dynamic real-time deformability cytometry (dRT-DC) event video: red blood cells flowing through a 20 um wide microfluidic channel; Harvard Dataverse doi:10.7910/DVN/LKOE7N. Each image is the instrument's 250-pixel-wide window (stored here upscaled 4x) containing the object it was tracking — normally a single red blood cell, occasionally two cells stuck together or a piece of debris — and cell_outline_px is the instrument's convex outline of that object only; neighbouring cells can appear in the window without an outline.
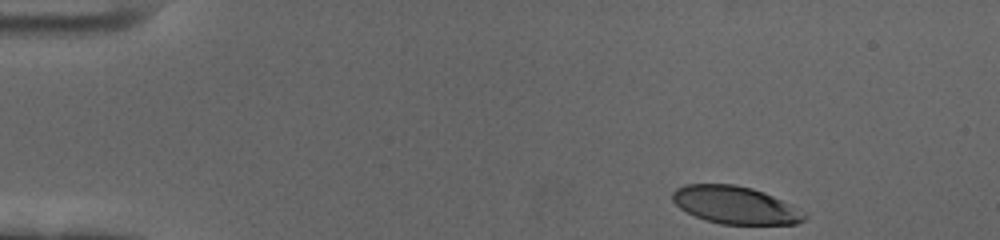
{"species": "human", "species_latin": "Homo sapiens", "temperature_condition": "cold", "stored_images_in_passage": 45, "camera_frame_rate_fps": 3000, "um_per_image_px": 0.085, "donor": {"sex": "female"}, "frame": {"image": 1, "passage_image": 1, "time_ms": 0.0, "image_size_px": [1000, 240], "cell_outline_px": [[808, 216], [804, 220], [796, 224], [720, 224], [696, 216], [680, 208], [672, 200], [672, 192], [676, 188], [684, 184], [736, 184], [752, 188], [764, 192], [792, 204], [808, 212]], "centroid_in_image_um": [62.55, 17.42], "position_along_channel_um": 22.4, "area_um2": 29.13}}
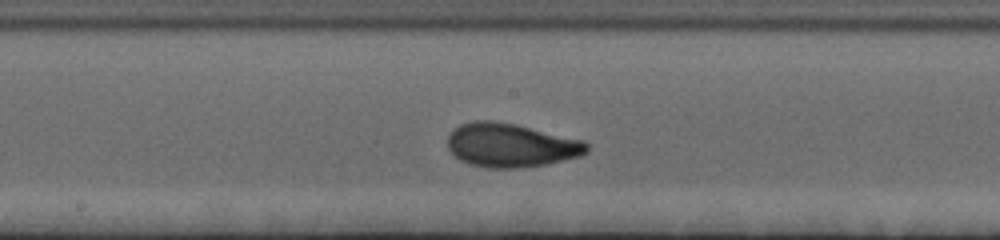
{"frame": {"image": 2, "passage_image": 25, "time_ms": 8.0, "image_size_px": [1000, 240], "cell_outline_px": [[588, 152], [580, 156], [548, 164], [520, 168], [488, 168], [468, 164], [460, 160], [448, 148], [448, 136], [460, 124], [472, 120], [496, 120], [516, 124], [584, 140], [588, 144]], "centroid_in_image_um": [43.44, 12.34], "position_along_channel_um": 204.8, "area_um2": 35.78}}
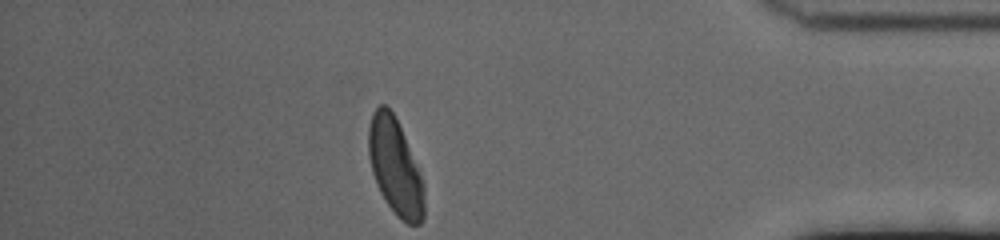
{"frame": {"image": 3, "passage_image": 45, "time_ms": 14.667, "image_size_px": [1000, 240], "cell_outline_px": [[424, 216], [420, 224], [408, 224], [400, 220], [396, 216], [380, 192], [376, 184], [372, 172], [368, 156], [368, 128], [372, 112], [380, 104], [384, 104], [392, 112], [404, 136], [424, 184]], "centroid_in_image_um": [33.57, 14.21], "position_along_channel_um": 401.6, "area_um2": 30.98}, "authors_computed_cell_mechanics": {"area_um2": 33.7552, "velocity_mm_per_s": 3.4635, "shape_relaxation_time_tau1_ms": 3.9536, "shape_relaxation_time_tau2_ms": 1.0817, "deformation_change_tau1": 0.1737, "deformation_change_tau2": 0.0653}}